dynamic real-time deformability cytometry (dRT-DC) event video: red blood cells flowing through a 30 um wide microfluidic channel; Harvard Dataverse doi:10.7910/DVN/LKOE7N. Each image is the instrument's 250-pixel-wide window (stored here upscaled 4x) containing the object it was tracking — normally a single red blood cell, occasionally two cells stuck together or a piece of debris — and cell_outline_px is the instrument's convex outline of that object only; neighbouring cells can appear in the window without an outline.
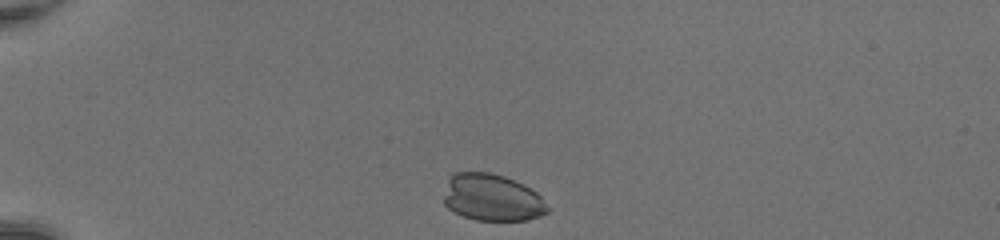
{"species": "common noctule bat (a hibernating species)", "species_latin": "Nyctalus noctula", "temperature_condition": "room temperature", "stored_images_in_passage": 33, "camera_frame_rate_fps": 3000, "um_per_image_px": 0.085, "animal": {"sex": "female", "body_mass_g": 20.0, "forearm_length_mm": 54.0}, "frame": {"image": 1, "passage_image": 1, "time_ms": 0.0, "image_size_px": [1000, 240], "cell_outline_px": [[548, 212], [540, 216], [528, 220], [476, 220], [464, 216], [448, 208], [444, 204], [444, 196], [448, 180], [452, 172], [488, 172], [504, 176], [536, 192], [540, 196], [548, 208]], "centroid_in_image_um": [41.8, 16.8], "position_along_channel_um": 43.2, "area_um2": 28.09}}
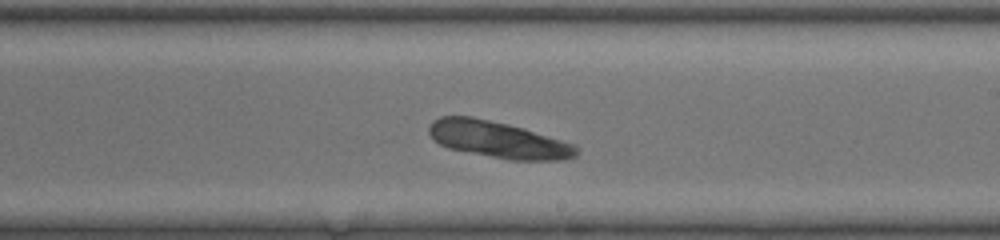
{"frame": {"image": 2, "passage_image": 19, "time_ms": 6.0, "image_size_px": [1000, 240], "cell_outline_px": [[580, 148], [576, 156], [564, 160], [512, 160], [448, 148], [440, 144], [428, 132], [428, 128], [432, 120], [440, 116], [472, 116], [508, 124], [524, 128], [576, 144]], "centroid_in_image_um": [42.39, 11.86], "position_along_channel_um": 246.6, "area_um2": 31.5}}
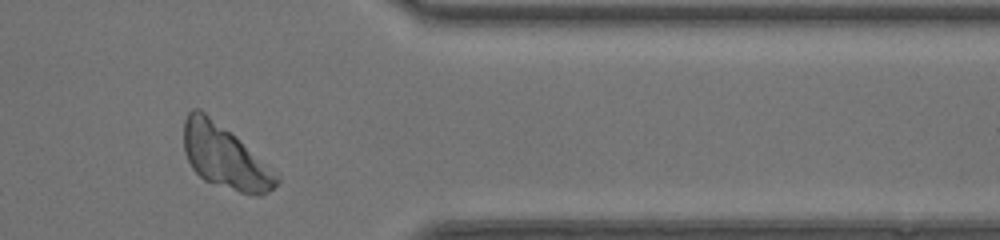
{"frame": {"image": 3, "passage_image": 30, "time_ms": 9.667, "image_size_px": [1000, 240], "cell_outline_px": [[280, 180], [268, 192], [260, 196], [256, 196], [240, 192], [204, 180], [192, 168], [184, 152], [184, 120], [188, 112], [192, 108], [200, 108], [232, 132], [280, 176]], "centroid_in_image_um": [19.09, 13.3], "position_along_channel_um": 392.3, "area_um2": 34.22}}